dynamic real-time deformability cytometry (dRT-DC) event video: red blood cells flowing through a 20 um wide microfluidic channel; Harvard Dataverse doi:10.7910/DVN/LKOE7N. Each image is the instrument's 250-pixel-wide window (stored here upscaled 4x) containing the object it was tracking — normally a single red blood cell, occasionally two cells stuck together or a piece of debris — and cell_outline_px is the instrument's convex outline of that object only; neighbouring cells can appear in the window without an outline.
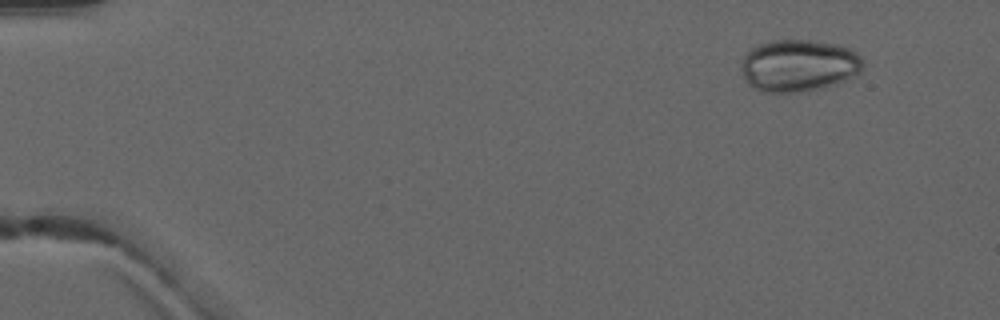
{"species": "common noctule bat (a hibernating species)", "species_latin": "Nyctalus noctula", "temperature_condition": "warm", "stored_images_in_passage": 4, "camera_frame_rate_fps": 3000, "um_per_image_px": 0.085, "animal": {"sex": "male", "forearm_length_mm": 52.5}, "frame": {"image": 1, "passage_image": 1, "time_ms": 0.0, "image_size_px": [1000, 320], "cell_outline_px": [[864, 64], [860, 72], [836, 84], [820, 88], [792, 92], [760, 92], [752, 88], [748, 84], [740, 68], [740, 64], [744, 56], [752, 48], [760, 44], [772, 40], [808, 40], [836, 44], [848, 48], [856, 52], [864, 60]], "centroid_in_image_um": [67.87, 5.57], "position_along_channel_um": 17.1, "area_um2": 36.93}}